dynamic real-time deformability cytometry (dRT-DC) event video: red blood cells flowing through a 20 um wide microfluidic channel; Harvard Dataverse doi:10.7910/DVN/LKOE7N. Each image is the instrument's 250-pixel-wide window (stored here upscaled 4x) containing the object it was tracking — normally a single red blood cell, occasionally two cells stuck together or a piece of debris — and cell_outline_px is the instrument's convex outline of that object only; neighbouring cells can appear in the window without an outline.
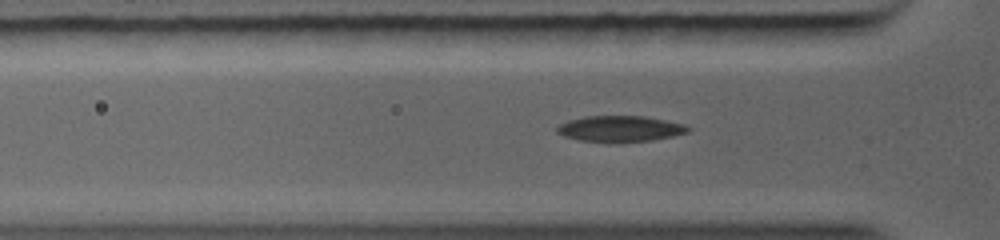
{"species": "common noctule bat (a hibernating species)", "species_latin": "Nyctalus noctula", "temperature_condition": "warm", "stored_images_in_passage": 5, "camera_frame_rate_fps": 5000, "um_per_image_px": 0.085, "animal": {"sex": "female", "body_mass_g": 19.0, "forearm_length_mm": 56.7}, "frame": {"image": 1, "passage_image": 2, "time_ms": 0.2, "image_size_px": [1000, 240], "cell_outline_px": [[692, 128], [688, 132], [672, 136], [652, 140], [620, 144], [616, 144], [580, 140], [564, 136], [556, 132], [556, 128], [560, 124], [568, 120], [584, 116], [644, 116], [684, 124]], "centroid_in_image_um": [52.69, 10.97], "position_along_channel_um": 73.1, "area_um2": 20.23}}